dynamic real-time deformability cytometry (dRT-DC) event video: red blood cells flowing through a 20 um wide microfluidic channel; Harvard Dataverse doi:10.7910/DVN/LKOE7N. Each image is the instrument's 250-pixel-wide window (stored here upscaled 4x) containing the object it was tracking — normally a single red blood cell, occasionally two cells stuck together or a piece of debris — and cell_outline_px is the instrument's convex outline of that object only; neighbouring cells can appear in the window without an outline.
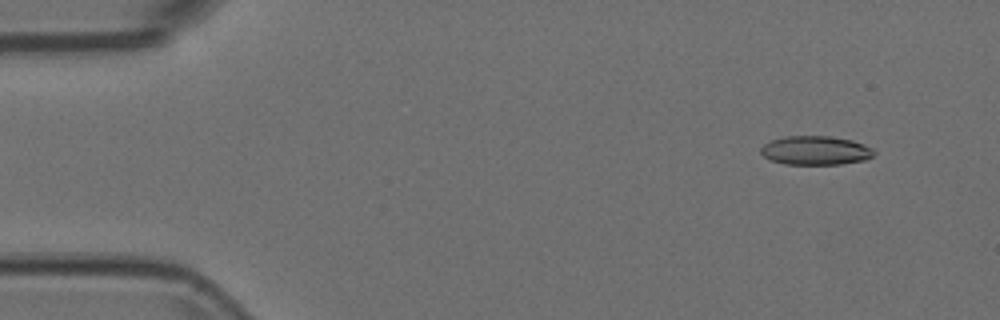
{"species": "Egyptian fruit bat (a non-hibernating species)", "species_latin": "Rousettus aegyptiacus", "temperature_condition": "room temperature", "stored_images_in_passage": 50, "camera_frame_rate_fps": 3000, "um_per_image_px": 0.085, "animal": {"sex": "female"}, "frame": {"image": 1, "passage_image": 1, "time_ms": 0.0, "image_size_px": [1000, 320], "cell_outline_px": [[876, 152], [872, 156], [864, 160], [840, 164], [784, 164], [772, 160], [764, 156], [760, 152], [760, 148], [764, 144], [772, 140], [784, 136], [828, 136], [852, 140], [864, 144], [872, 148]], "centroid_in_image_um": [69.32, 12.78], "position_along_channel_um": 15.7, "area_um2": 19.02}}
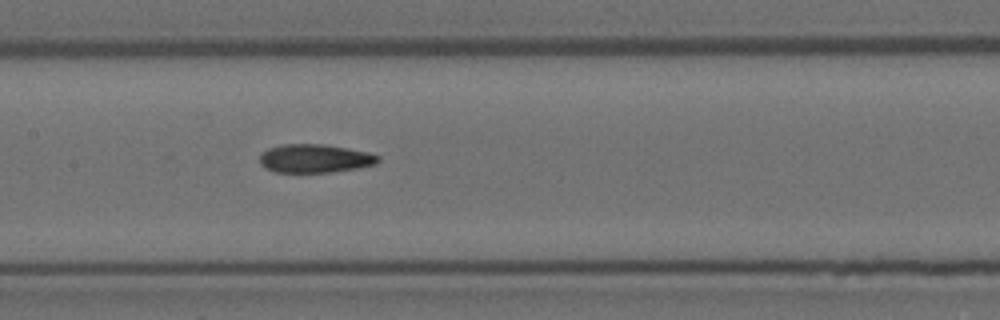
{"frame": {"image": 2, "passage_image": 22, "time_ms": 7.0, "image_size_px": [1000, 320], "cell_outline_px": [[380, 160], [376, 164], [356, 168], [328, 172], [276, 172], [264, 168], [260, 164], [260, 156], [268, 148], [284, 144], [324, 144], [348, 148], [368, 152], [380, 156]], "centroid_in_image_um": [26.76, 13.46], "position_along_channel_um": 180.6, "area_um2": 19.59}}
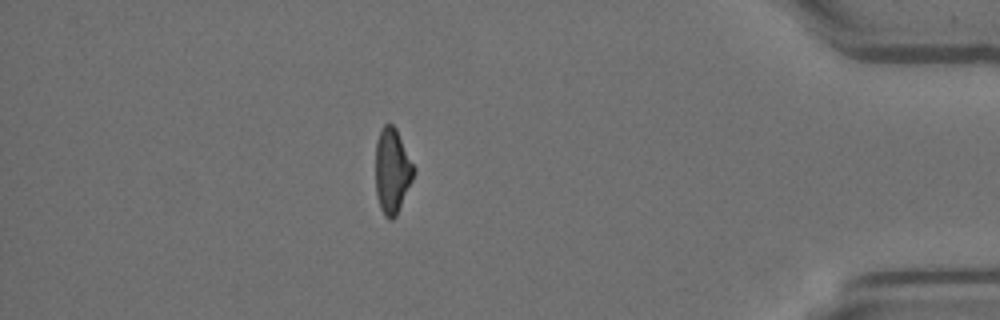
{"frame": {"image": 3, "passage_image": 43, "time_ms": 14.0, "image_size_px": [1000, 320], "cell_outline_px": [[416, 168], [412, 180], [396, 216], [392, 220], [388, 220], [384, 216], [380, 208], [376, 196], [376, 140], [380, 128], [384, 124], [392, 124], [396, 128]], "centroid_in_image_um": [33.33, 14.51], "position_along_channel_um": 401.9, "area_um2": 19.13}}